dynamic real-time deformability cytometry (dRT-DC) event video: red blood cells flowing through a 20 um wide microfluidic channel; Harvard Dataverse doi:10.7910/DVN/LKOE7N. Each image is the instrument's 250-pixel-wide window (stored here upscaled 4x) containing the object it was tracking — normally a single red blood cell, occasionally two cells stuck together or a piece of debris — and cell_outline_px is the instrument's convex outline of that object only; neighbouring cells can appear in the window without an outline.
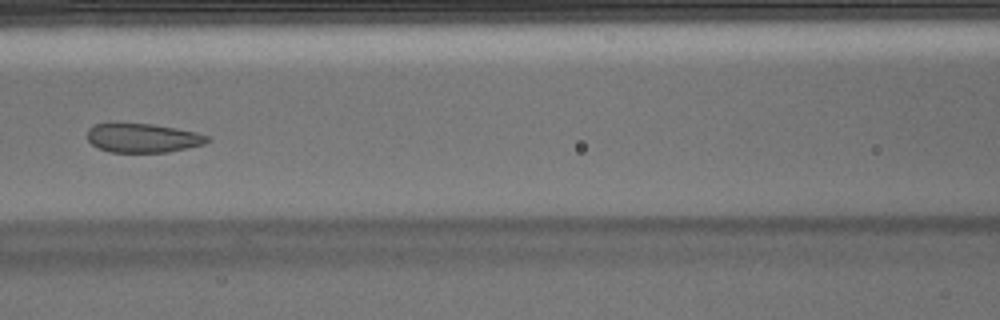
{"species": "Egyptian fruit bat (a non-hibernating species)", "species_latin": "Rousettus aegyptiacus", "temperature_condition": "warm", "stored_images_in_passage": 6, "camera_frame_rate_fps": 3000, "um_per_image_px": 0.085, "animal": {"sex": "male"}, "frame": {"image": 1, "passage_image": 6, "time_ms": 1.667, "image_size_px": [1000, 320], "cell_outline_px": [[212, 140], [204, 144], [168, 152], [112, 152], [100, 148], [92, 144], [88, 140], [88, 128], [92, 124], [116, 120], [152, 124], [176, 128], [196, 132], [208, 136]], "centroid_in_image_um": [12.09, 11.67], "position_along_channel_um": 154.5, "area_um2": 20.98}}